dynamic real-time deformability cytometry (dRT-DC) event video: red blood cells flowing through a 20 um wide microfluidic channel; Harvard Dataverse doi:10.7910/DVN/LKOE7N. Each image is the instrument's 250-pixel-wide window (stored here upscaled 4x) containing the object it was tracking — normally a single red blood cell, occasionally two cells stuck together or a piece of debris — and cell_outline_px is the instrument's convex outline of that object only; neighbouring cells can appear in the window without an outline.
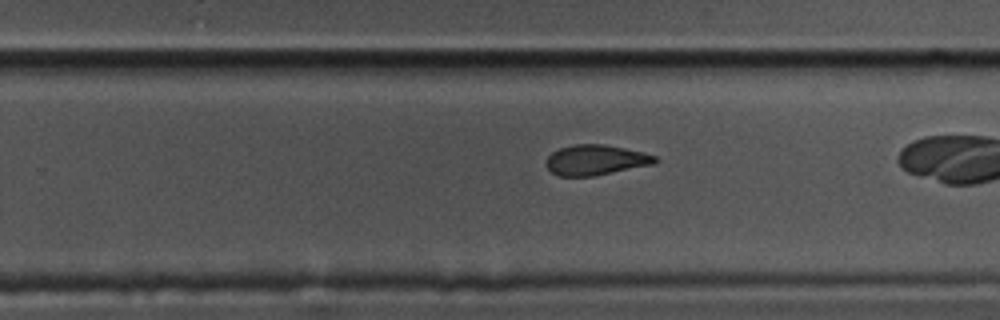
{"species": "common noctule bat (a hibernating species)", "species_latin": "Nyctalus noctula", "temperature_condition": "cold", "stored_images_in_passage": 28, "camera_frame_rate_fps": 3000, "um_per_image_px": 0.085, "animal": {"sex": "male", "body_mass_g": 17.5, "forearm_length_mm": 52.3}, "frame": {"image": 1, "passage_image": 20, "time_ms": 6.333, "image_size_px": [1000, 320], "cell_outline_px": [[660, 160], [656, 164], [596, 176], [556, 176], [544, 164], [548, 156], [552, 152], [560, 148], [576, 144], [604, 144], [644, 152], [656, 156]], "centroid_in_image_um": [50.67, 13.61], "position_along_channel_um": 279.1, "area_um2": 19.54}}